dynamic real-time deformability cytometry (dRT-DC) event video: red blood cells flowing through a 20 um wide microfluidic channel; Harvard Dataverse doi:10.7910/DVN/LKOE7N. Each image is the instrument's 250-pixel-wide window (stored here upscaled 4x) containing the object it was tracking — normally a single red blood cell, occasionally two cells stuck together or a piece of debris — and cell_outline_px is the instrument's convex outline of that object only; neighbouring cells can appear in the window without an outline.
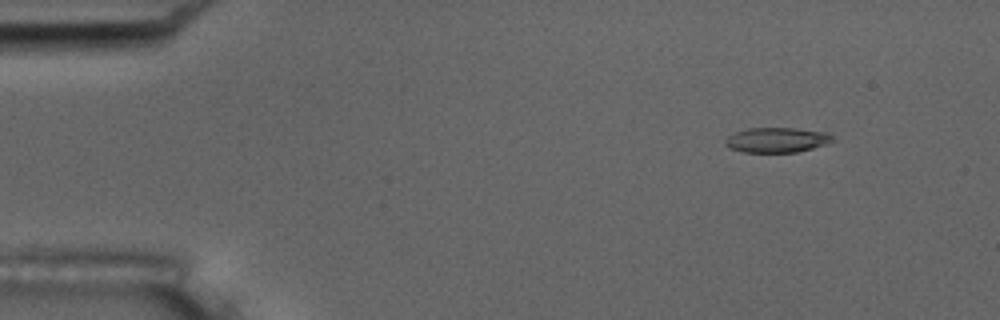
{"species": "common noctule bat (a hibernating species)", "species_latin": "Nyctalus noctula", "temperature_condition": "room temperature", "stored_images_in_passage": 7, "camera_frame_rate_fps": 3000, "um_per_image_px": 0.085, "animal": {"sex": "male", "body_mass_g": 17.5, "forearm_length_mm": 52.3}, "frame": {"image": 1, "passage_image": 3, "time_ms": 2.0, "image_size_px": [1000, 320], "cell_outline_px": [[836, 140], [812, 148], [796, 152], [744, 152], [728, 148], [724, 144], [724, 140], [728, 136], [736, 132], [748, 128], [796, 128], [828, 132]], "centroid_in_image_um": [66.02, 11.89], "position_along_channel_um": 19.0, "area_um2": 15.66}}